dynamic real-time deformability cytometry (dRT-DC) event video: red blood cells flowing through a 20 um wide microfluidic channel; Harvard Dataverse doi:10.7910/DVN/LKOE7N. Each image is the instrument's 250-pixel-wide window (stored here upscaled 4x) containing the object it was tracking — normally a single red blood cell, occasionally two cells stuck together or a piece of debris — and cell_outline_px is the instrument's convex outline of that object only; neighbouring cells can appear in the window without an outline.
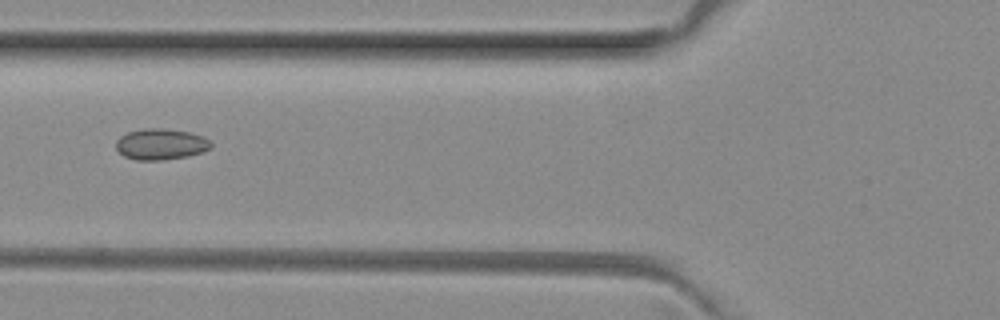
{"species": "common noctule bat (a hibernating species)", "species_latin": "Nyctalus noctula", "temperature_condition": "room temperature", "stored_images_in_passage": 2, "camera_frame_rate_fps": 3000, "um_per_image_px": 0.085, "animal": {"sex": "female", "body_mass_g": 29.2, "forearm_length_mm": 56.3}, "frame": {"image": 1, "passage_image": 2, "time_ms": 0.333, "image_size_px": [1000, 320], "cell_outline_px": [[212, 148], [204, 152], [188, 156], [164, 160], [136, 160], [124, 156], [116, 148], [116, 140], [120, 136], [128, 132], [144, 128], [164, 128], [188, 132], [204, 136], [212, 144]], "centroid_in_image_um": [13.69, 12.26], "position_along_channel_um": 112.1, "area_um2": 17.34}}